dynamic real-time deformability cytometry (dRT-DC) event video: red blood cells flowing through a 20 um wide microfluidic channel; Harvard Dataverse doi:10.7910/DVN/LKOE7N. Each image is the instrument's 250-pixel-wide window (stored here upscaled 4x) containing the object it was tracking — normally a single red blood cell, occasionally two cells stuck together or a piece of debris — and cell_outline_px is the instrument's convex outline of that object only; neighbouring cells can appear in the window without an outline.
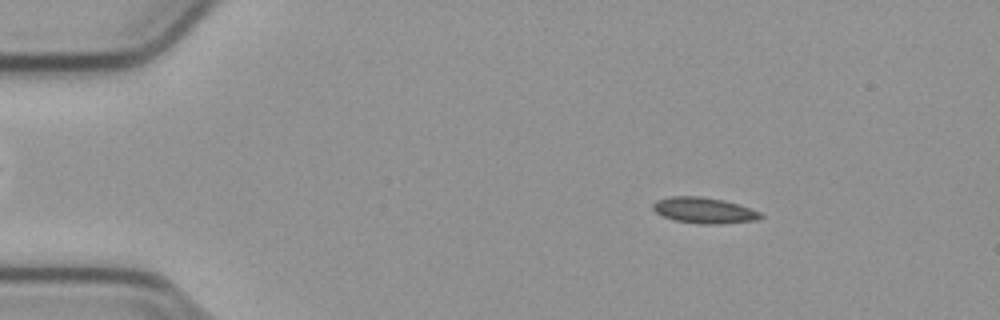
{"species": "common noctule bat (a hibernating species)", "species_latin": "Nyctalus noctula", "temperature_condition": "cold", "stored_images_in_passage": 49, "camera_frame_rate_fps": 3000, "um_per_image_px": 0.085, "animal": {"sex": "male", "body_mass_g": 23.1, "forearm_length_mm": 52.7}, "frame": {"image": 1, "passage_image": 3, "time_ms": 0.667, "image_size_px": [1000, 320], "cell_outline_px": [[764, 216], [756, 220], [720, 224], [700, 224], [672, 220], [656, 212], [652, 208], [652, 204], [656, 200], [668, 196], [700, 196], [724, 200], [760, 212]], "centroid_in_image_um": [59.8, 17.88], "position_along_channel_um": 25.2, "area_um2": 16.24}}
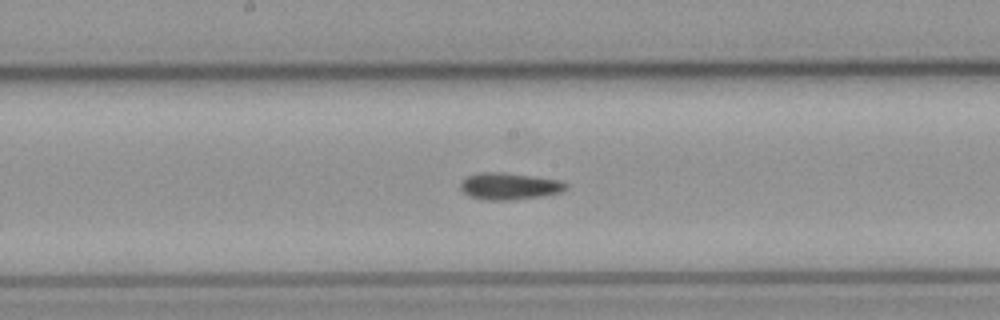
{"frame": {"image": 2, "passage_image": 23, "time_ms": 7.333, "image_size_px": [1000, 320], "cell_outline_px": [[568, 188], [564, 192], [544, 196], [512, 200], [484, 200], [468, 196], [460, 188], [460, 180], [468, 176], [480, 172], [504, 172], [560, 180], [568, 184]], "centroid_in_image_um": [43.31, 15.83], "position_along_channel_um": 204.9, "area_um2": 16.82}}
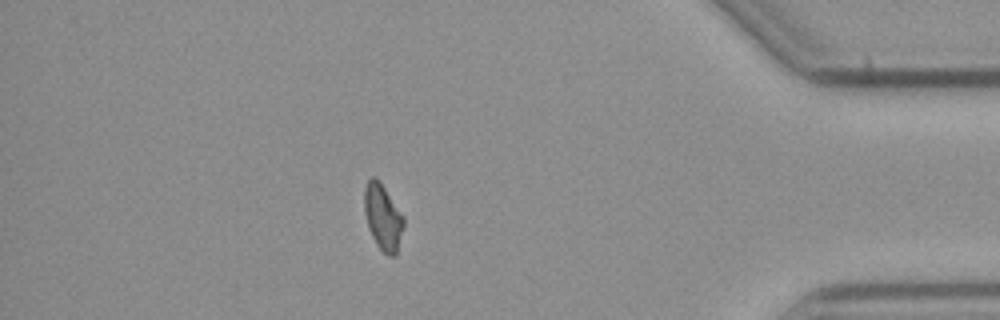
{"frame": {"image": 3, "passage_image": 42, "time_ms": 13.667, "image_size_px": [1000, 320], "cell_outline_px": [[404, 224], [396, 256], [388, 256], [376, 244], [368, 228], [364, 212], [364, 188], [368, 180], [372, 176], [376, 176], [380, 180], [404, 216]], "centroid_in_image_um": [32.54, 18.42], "position_along_channel_um": 402.7, "area_um2": 15.32}}